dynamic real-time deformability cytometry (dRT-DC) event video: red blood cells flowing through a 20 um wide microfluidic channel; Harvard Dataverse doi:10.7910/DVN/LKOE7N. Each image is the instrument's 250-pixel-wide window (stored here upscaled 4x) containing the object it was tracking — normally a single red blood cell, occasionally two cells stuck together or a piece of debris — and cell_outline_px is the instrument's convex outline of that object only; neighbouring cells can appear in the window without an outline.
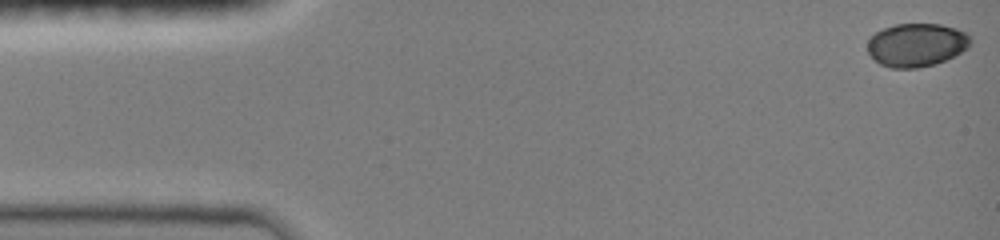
{"species": "common noctule bat (a hibernating species)", "species_latin": "Nyctalus noctula", "temperature_condition": "room temperature", "stored_images_in_passage": 45, "camera_frame_rate_fps": 3000, "um_per_image_px": 0.085, "animal": {"sex": "female", "body_mass_g": 19.0, "forearm_length_mm": 51.5}, "frame": {"image": 1, "passage_image": 1, "time_ms": 0.0, "image_size_px": [1000, 240], "cell_outline_px": [[972, 40], [968, 48], [936, 64], [916, 68], [892, 68], [880, 64], [868, 52], [868, 40], [876, 32], [884, 28], [896, 24], [940, 24], [956, 28], [968, 32], [972, 36]], "centroid_in_image_um": [77.94, 3.81], "position_along_channel_um": 7.1, "area_um2": 26.01}}
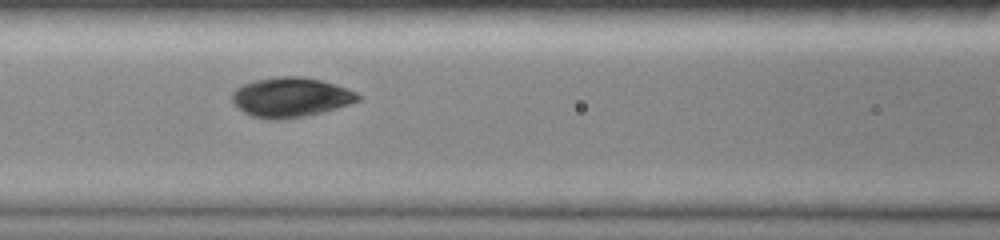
{"frame": {"image": 2, "passage_image": 20, "time_ms": 6.333, "image_size_px": [1000, 240], "cell_outline_px": [[360, 100], [324, 112], [304, 116], [276, 120], [268, 120], [252, 116], [244, 112], [232, 104], [232, 92], [236, 88], [252, 80], [276, 76], [300, 76], [320, 80], [348, 88], [356, 92], [360, 96]], "centroid_in_image_um": [24.67, 8.26], "position_along_channel_um": 141.9, "area_um2": 29.25}}
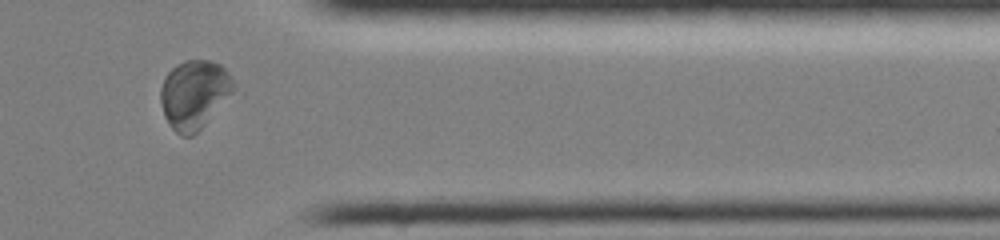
{"frame": {"image": 3, "passage_image": 39, "time_ms": 12.667, "image_size_px": [1000, 240], "cell_outline_px": [[232, 92], [204, 124], [192, 136], [180, 136], [168, 124], [164, 116], [160, 104], [160, 88], [168, 72], [176, 64], [184, 60], [212, 60], [220, 64], [228, 72], [232, 80]], "centroid_in_image_um": [16.45, 8.01], "position_along_channel_um": 394.9, "area_um2": 28.84}, "authors_computed_cell_mechanics": {"area_um2": 28.2642, "velocity_mm_per_s": 4.0367, "shape_relaxation_time_tau1_ms": 4.2036, "shape_relaxation_time_tau2_ms": 1.0285, "deformation_change_tau1": 0.154, "deformation_change_tau2": 0.0295}}